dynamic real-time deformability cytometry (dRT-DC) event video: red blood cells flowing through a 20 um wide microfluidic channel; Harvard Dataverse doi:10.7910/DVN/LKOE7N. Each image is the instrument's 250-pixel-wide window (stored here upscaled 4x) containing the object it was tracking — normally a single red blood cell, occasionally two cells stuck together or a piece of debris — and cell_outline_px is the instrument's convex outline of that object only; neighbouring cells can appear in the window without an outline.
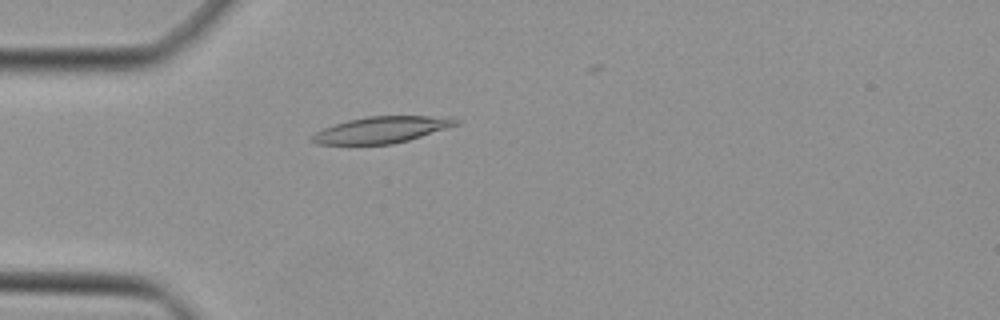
{"species": "Egyptian fruit bat (a non-hibernating species)", "species_latin": "Rousettus aegyptiacus", "temperature_condition": "cold", "stored_images_in_passage": 35, "camera_frame_rate_fps": 3000, "um_per_image_px": 0.085, "animal": {"sex": "female"}, "frame": {"image": 1, "passage_image": 3, "time_ms": 0.667, "image_size_px": [1000, 320], "cell_outline_px": [[460, 124], [408, 140], [392, 144], [316, 144], [308, 140], [316, 132], [324, 128], [348, 120], [368, 116], [452, 116], [460, 120]], "centroid_in_image_um": [32.48, 11.02], "position_along_channel_um": 52.5, "area_um2": 22.14}}
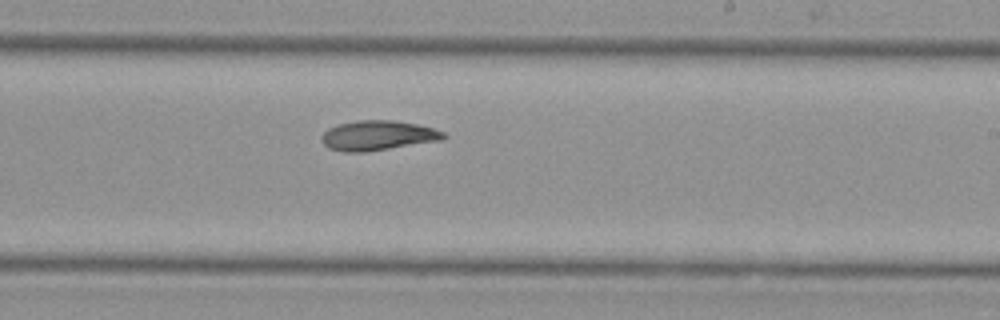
{"frame": {"image": 2, "passage_image": 18, "time_ms": 5.667, "image_size_px": [1000, 320], "cell_outline_px": [[448, 136], [440, 140], [364, 152], [344, 152], [328, 148], [320, 140], [320, 136], [328, 128], [340, 124], [356, 120], [392, 120], [416, 124], [432, 128], [444, 132]], "centroid_in_image_um": [32.07, 11.51], "position_along_channel_um": 256.9, "area_um2": 21.04}}
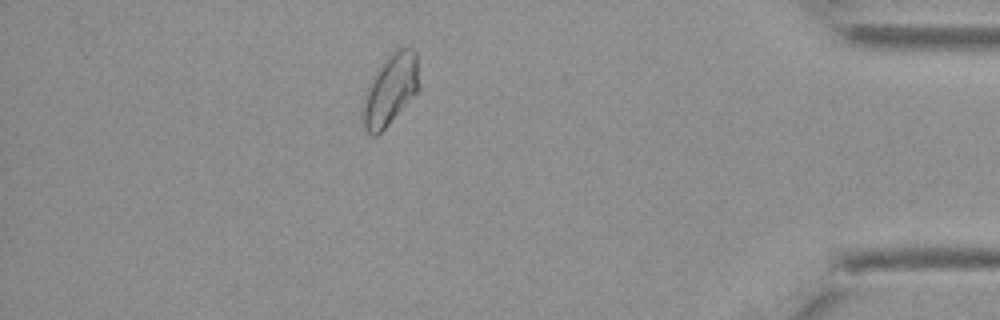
{"frame": {"image": 3, "passage_image": 31, "time_ms": 10.0, "image_size_px": [1000, 320], "cell_outline_px": [[420, 88], [388, 124], [376, 136], [372, 136], [364, 128], [360, 112], [364, 96], [368, 84], [372, 76], [384, 60], [396, 48], [412, 48], [416, 52]], "centroid_in_image_um": [33.15, 7.62], "position_along_channel_um": 402.1, "area_um2": 23.29}}